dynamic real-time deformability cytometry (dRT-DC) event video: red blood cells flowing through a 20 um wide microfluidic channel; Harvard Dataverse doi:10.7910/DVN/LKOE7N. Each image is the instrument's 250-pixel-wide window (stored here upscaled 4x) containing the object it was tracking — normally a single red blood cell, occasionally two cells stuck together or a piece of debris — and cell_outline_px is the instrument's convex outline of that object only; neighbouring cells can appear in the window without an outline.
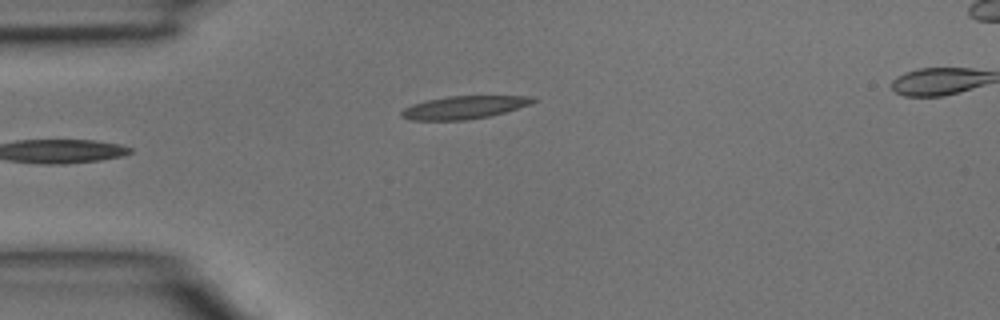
{"species": "common noctule bat (a hibernating species)", "species_latin": "Nyctalus noctula", "temperature_condition": "room temperature", "stored_images_in_passage": 4, "camera_frame_rate_fps": 3000, "um_per_image_px": 0.085, "animal": {"sex": "male", "body_mass_g": 15.6}, "frame": {"image": 1, "passage_image": 4, "time_ms": 1.0, "image_size_px": [1000, 320], "cell_outline_px": [[540, 100], [532, 104], [504, 112], [488, 116], [468, 120], [412, 120], [400, 116], [400, 112], [404, 108], [412, 104], [428, 100], [448, 96], [536, 96]], "centroid_in_image_um": [39.49, 9.12], "position_along_channel_um": 45.5, "area_um2": 17.63}}